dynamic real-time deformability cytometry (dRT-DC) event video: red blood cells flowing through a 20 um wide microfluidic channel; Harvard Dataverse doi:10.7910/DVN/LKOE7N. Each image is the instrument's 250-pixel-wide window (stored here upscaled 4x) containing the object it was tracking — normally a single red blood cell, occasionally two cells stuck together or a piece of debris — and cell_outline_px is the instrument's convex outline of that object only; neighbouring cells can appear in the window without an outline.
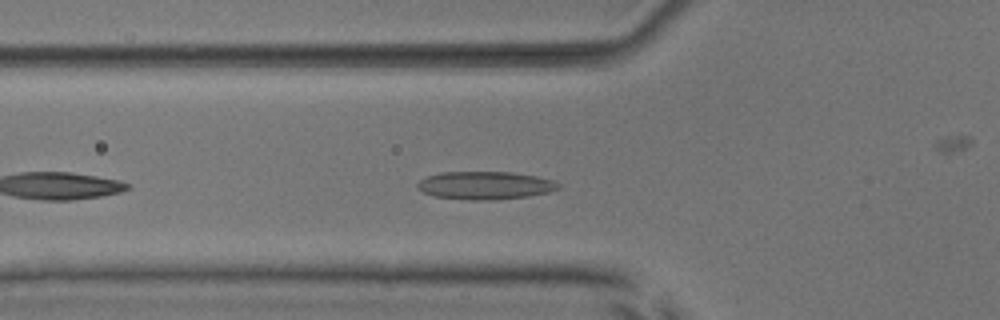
{"species": "common noctule bat (a hibernating species)", "species_latin": "Nyctalus noctula", "temperature_condition": "room temperature", "stored_images_in_passage": 40, "camera_frame_rate_fps": 3000, "um_per_image_px": 0.085, "animal": {"sex": "male", "body_mass_g": 17.9, "forearm_length_mm": 54.2}, "frame": {"image": 1, "passage_image": 5, "time_ms": 1.333, "image_size_px": [1000, 320], "cell_outline_px": [[560, 188], [548, 192], [528, 196], [496, 200], [468, 200], [436, 196], [424, 192], [416, 188], [416, 184], [420, 180], [428, 176], [440, 172], [512, 172], [536, 176], [552, 180], [560, 184]], "centroid_in_image_um": [41.23, 15.76], "position_along_channel_um": 84.6, "area_um2": 22.95}}
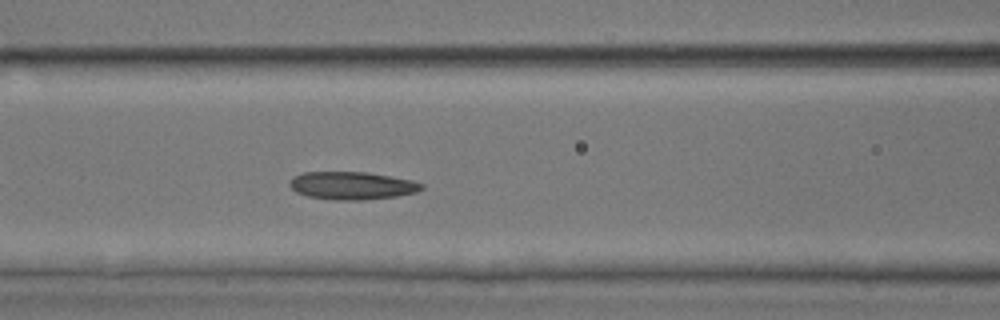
{"frame": {"image": 2, "passage_image": 9, "time_ms": 2.667, "image_size_px": [1000, 320], "cell_outline_px": [[424, 188], [416, 192], [396, 196], [364, 200], [336, 200], [308, 196], [296, 192], [288, 184], [292, 176], [304, 172], [368, 172], [412, 180], [424, 184]], "centroid_in_image_um": [29.91, 15.77], "position_along_channel_um": 136.7, "area_um2": 21.44}}
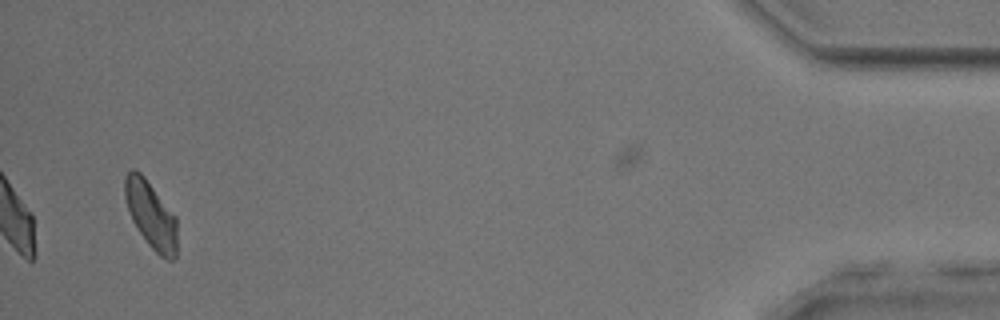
{"frame": {"image": 3, "passage_image": 37, "time_ms": 12.0, "image_size_px": [1000, 320], "cell_outline_px": [[176, 256], [172, 260], [168, 260], [160, 256], [148, 244], [132, 220], [124, 196], [124, 176], [132, 168], [136, 168], [144, 176], [176, 216]], "centroid_in_image_um": [12.82, 18.23], "position_along_channel_um": 422.4, "area_um2": 20.35}, "authors_computed_cell_mechanics": {"area_um2": 21.0681, "velocity_mm_per_s": 3.8976, "shape_relaxation_time_tau1_ms": 3.1336, "shape_relaxation_time_tau2_ms": 3.016, "deformation_change_tau1": 0.0803, "deformation_change_tau2": 0.0944}}